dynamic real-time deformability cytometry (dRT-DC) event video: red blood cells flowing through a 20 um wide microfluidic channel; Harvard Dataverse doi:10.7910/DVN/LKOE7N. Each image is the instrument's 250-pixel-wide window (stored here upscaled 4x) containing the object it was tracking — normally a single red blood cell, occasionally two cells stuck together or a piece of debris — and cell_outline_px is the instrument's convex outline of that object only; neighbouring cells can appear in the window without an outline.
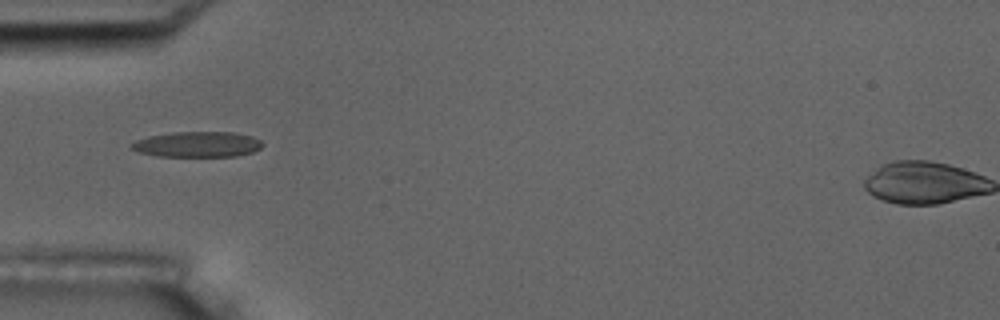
{"species": "common noctule bat (a hibernating species)", "species_latin": "Nyctalus noctula", "temperature_condition": "room temperature", "stored_images_in_passage": 7, "camera_frame_rate_fps": 3000, "um_per_image_px": 0.085, "animal": {"sex": "male", "body_mass_g": 17.5, "forearm_length_mm": 52.3}, "frame": {"image": 1, "passage_image": 5, "time_ms": 5.667, "image_size_px": [1000, 320], "cell_outline_px": [[264, 144], [260, 148], [252, 152], [236, 156], [156, 156], [136, 152], [128, 144], [136, 140], [148, 136], [172, 132], [232, 132], [252, 136], [260, 140]], "centroid_in_image_um": [16.74, 12.27], "position_along_channel_um": 68.3, "area_um2": 19.59}}